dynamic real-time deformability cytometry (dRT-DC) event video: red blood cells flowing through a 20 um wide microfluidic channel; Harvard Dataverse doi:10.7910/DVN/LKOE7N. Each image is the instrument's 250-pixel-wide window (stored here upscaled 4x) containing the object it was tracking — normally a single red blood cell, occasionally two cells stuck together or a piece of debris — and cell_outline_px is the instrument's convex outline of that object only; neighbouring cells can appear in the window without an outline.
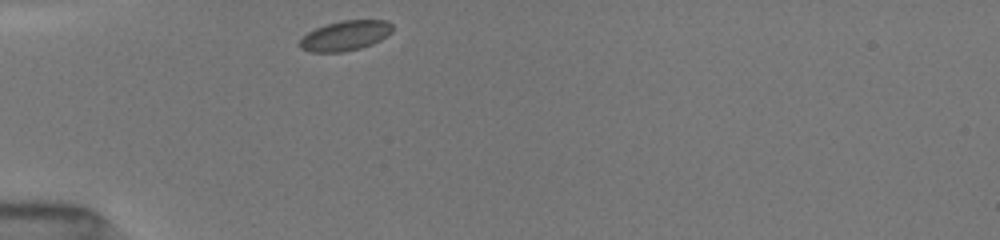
{"species": "common noctule bat (a hibernating species)", "species_latin": "Nyctalus noctula", "temperature_condition": "room temperature", "stored_images_in_passage": 37, "camera_frame_rate_fps": 3000, "um_per_image_px": 0.085, "animal": {"sex": "female", "body_mass_g": 19.5, "forearm_length_mm": 54.1}, "frame": {"image": 1, "passage_image": 1, "time_ms": 0.0, "image_size_px": [1000, 240], "cell_outline_px": [[392, 32], [380, 40], [372, 44], [360, 48], [344, 52], [312, 52], [300, 48], [300, 40], [308, 32], [316, 28], [340, 20], [388, 20], [392, 24]], "centroid_in_image_um": [29.37, 3.03], "position_along_channel_um": 55.6, "area_um2": 16.13}}
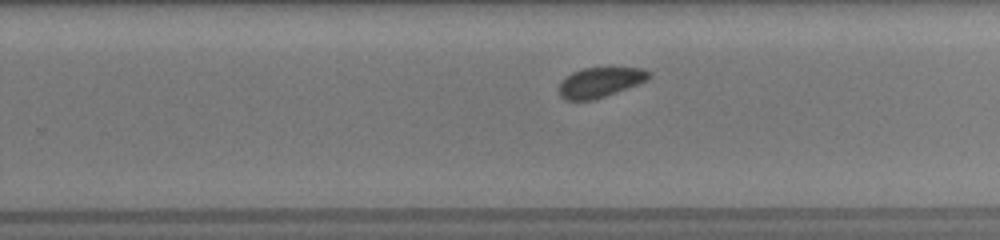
{"frame": {"image": 2, "passage_image": 19, "time_ms": 6.0, "image_size_px": [1000, 240], "cell_outline_px": [[652, 76], [648, 80], [616, 92], [592, 100], [564, 100], [560, 96], [560, 80], [564, 76], [572, 72], [584, 68], [644, 68], [652, 72]], "centroid_in_image_um": [51.01, 6.98], "position_along_channel_um": 278.8, "area_um2": 15.72}}
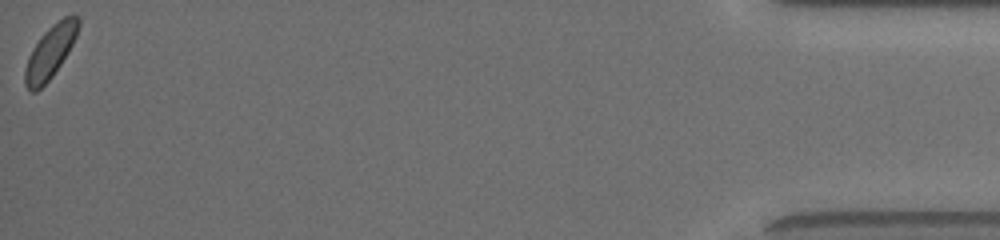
{"frame": {"image": 3, "passage_image": 37, "time_ms": 12.0, "image_size_px": [1000, 240], "cell_outline_px": [[80, 24], [76, 36], [68, 52], [52, 76], [36, 92], [28, 92], [24, 84], [24, 68], [28, 56], [32, 48], [40, 36], [52, 24], [64, 16], [72, 12], [76, 12], [80, 16]], "centroid_in_image_um": [4.27, 4.37], "position_along_channel_um": 430.9, "area_um2": 16.76}, "authors_computed_cell_mechanics": {"area_um2": 16.5308, "velocity_mm_per_s": 3.9531, "shape_relaxation_time_tau1_ms": null, "shape_relaxation_time_tau2_ms": 7.6098, "deformation_change_tau1": null, "deformation_change_tau2": 0.1009}}